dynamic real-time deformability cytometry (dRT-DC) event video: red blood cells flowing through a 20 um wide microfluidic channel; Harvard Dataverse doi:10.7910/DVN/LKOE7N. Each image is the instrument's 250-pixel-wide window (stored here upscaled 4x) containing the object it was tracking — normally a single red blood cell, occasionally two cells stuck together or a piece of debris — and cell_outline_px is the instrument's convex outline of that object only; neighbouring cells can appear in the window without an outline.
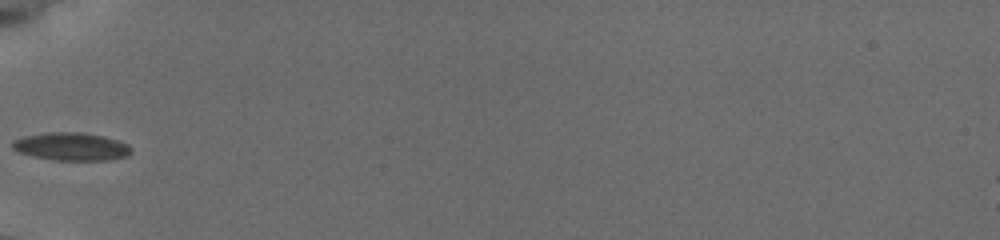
{"species": "common noctule bat (a hibernating species)", "species_latin": "Nyctalus noctula", "temperature_condition": "cold", "stored_images_in_passage": 35, "camera_frame_rate_fps": 3000, "um_per_image_px": 0.085, "animal": {"sex": "female", "body_mass_g": 19.5, "forearm_length_mm": 54.1}, "frame": {"image": 1, "passage_image": 1, "time_ms": 0.0, "image_size_px": [1000, 240], "cell_outline_px": [[132, 152], [128, 156], [108, 160], [56, 160], [32, 156], [20, 152], [12, 148], [12, 140], [24, 136], [52, 132], [80, 132], [104, 136], [128, 144], [132, 148]], "centroid_in_image_um": [6.08, 12.46], "position_along_channel_um": 78.9, "area_um2": 19.31}}
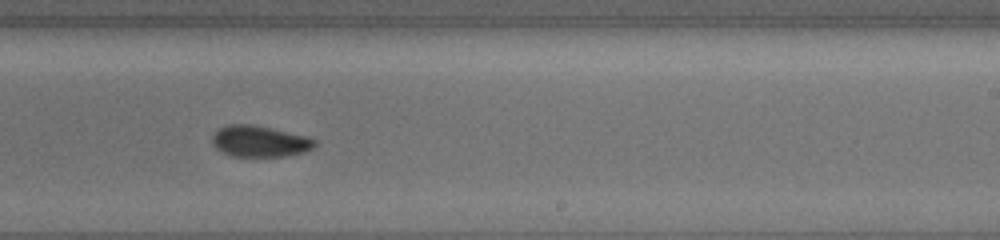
{"frame": {"image": 2, "passage_image": 16, "time_ms": 5.0, "image_size_px": [1000, 240], "cell_outline_px": [[316, 144], [312, 148], [304, 152], [284, 156], [228, 156], [216, 148], [212, 144], [212, 136], [220, 128], [228, 124], [252, 124], [272, 128], [304, 136], [316, 140]], "centroid_in_image_um": [22.04, 12.01], "position_along_channel_um": 267.0, "area_um2": 18.55}}
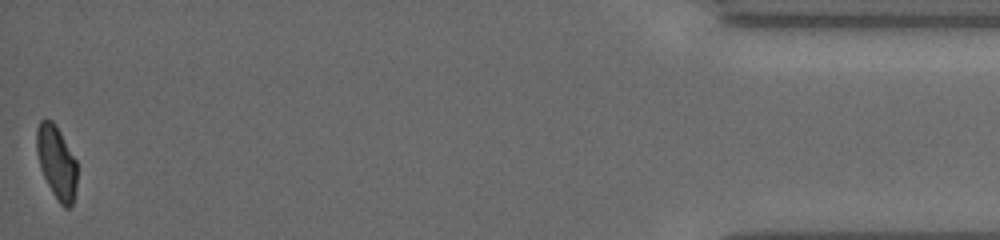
{"frame": {"image": 3, "passage_image": 35, "time_ms": 11.333, "image_size_px": [1000, 240], "cell_outline_px": [[76, 188], [72, 204], [68, 208], [64, 208], [60, 204], [52, 192], [40, 168], [36, 152], [36, 128], [40, 120], [44, 116], [52, 120], [60, 132], [76, 160]], "centroid_in_image_um": [4.78, 13.75], "position_along_channel_um": 430.4, "area_um2": 17.28}, "authors_computed_cell_mechanics": {"area_um2": 18.0914, "velocity_mm_per_s": 3.7748, "shape_relaxation_time_tau1_ms": 3.3322, "shape_relaxation_time_tau2_ms": 3.6213, "deformation_change_tau1": 0.1207, "deformation_change_tau2": 0.0731}}